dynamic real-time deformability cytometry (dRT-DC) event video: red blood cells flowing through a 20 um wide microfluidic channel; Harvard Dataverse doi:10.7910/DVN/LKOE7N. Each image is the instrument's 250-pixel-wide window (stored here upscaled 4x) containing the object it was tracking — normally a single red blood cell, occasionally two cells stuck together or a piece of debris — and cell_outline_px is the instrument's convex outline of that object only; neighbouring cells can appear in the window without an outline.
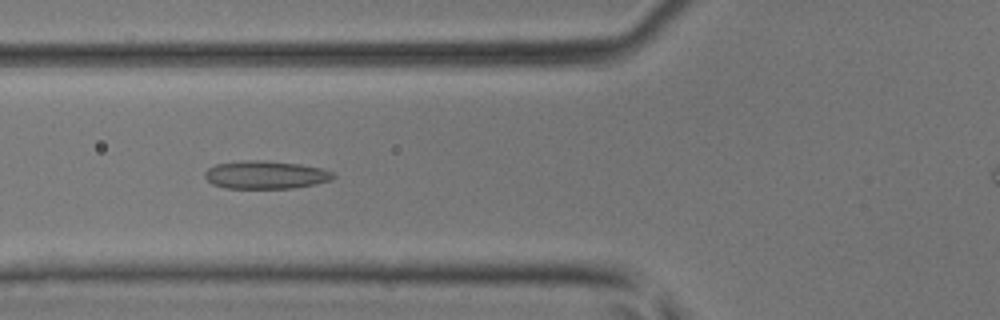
{"species": "common noctule bat (a hibernating species)", "species_latin": "Nyctalus noctula", "temperature_condition": "room temperature", "stored_images_in_passage": 35, "camera_frame_rate_fps": 3000, "um_per_image_px": 0.085, "animal": {"sex": "male", "body_mass_g": 17.9, "forearm_length_mm": 54.2}, "frame": {"image": 1, "passage_image": 10, "time_ms": 3.0, "image_size_px": [1000, 320], "cell_outline_px": [[336, 176], [332, 180], [292, 188], [224, 188], [212, 184], [204, 176], [204, 172], [208, 168], [216, 164], [244, 160], [264, 160], [300, 164], [324, 168], [332, 172]], "centroid_in_image_um": [22.57, 14.85], "position_along_channel_um": 103.2, "area_um2": 21.04}}
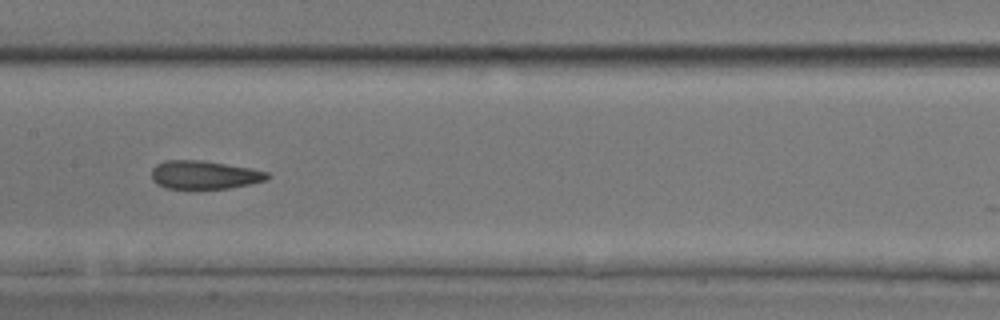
{"frame": {"image": 2, "passage_image": 16, "time_ms": 5.0, "image_size_px": [1000, 320], "cell_outline_px": [[272, 176], [264, 180], [248, 184], [228, 188], [164, 188], [156, 184], [152, 180], [152, 168], [156, 164], [164, 160], [204, 160], [252, 168], [268, 172]], "centroid_in_image_um": [17.34, 14.85], "position_along_channel_um": 190.1, "area_um2": 19.19}}
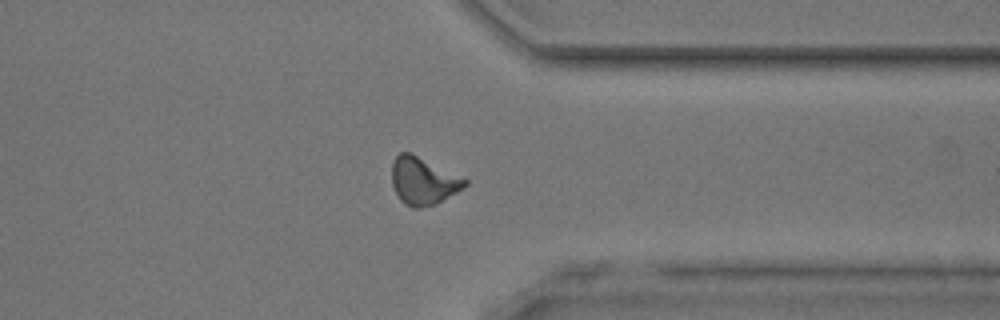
{"frame": {"image": 3, "passage_image": 29, "time_ms": 9.333, "image_size_px": [1000, 320], "cell_outline_px": [[468, 184], [456, 192], [432, 204], [420, 208], [412, 208], [404, 204], [400, 200], [392, 184], [392, 160], [400, 152], [412, 152], [468, 180]], "centroid_in_image_um": [35.93, 15.35], "position_along_channel_um": 375.5, "area_um2": 20.0}}